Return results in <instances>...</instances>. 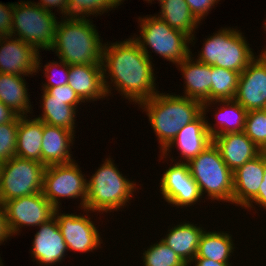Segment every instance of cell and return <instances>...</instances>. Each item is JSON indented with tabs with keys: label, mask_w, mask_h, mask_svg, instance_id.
<instances>
[{
	"label": "cell",
	"mask_w": 266,
	"mask_h": 266,
	"mask_svg": "<svg viewBox=\"0 0 266 266\" xmlns=\"http://www.w3.org/2000/svg\"><path fill=\"white\" fill-rule=\"evenodd\" d=\"M153 67L152 61L132 37L111 44L108 41L104 43L102 70L108 98L113 89L118 91L123 100L126 98L129 103L138 106L152 98L159 92Z\"/></svg>",
	"instance_id": "obj_1"
},
{
	"label": "cell",
	"mask_w": 266,
	"mask_h": 266,
	"mask_svg": "<svg viewBox=\"0 0 266 266\" xmlns=\"http://www.w3.org/2000/svg\"><path fill=\"white\" fill-rule=\"evenodd\" d=\"M60 17L50 48L55 56L69 65H102L104 44L91 18Z\"/></svg>",
	"instance_id": "obj_2"
},
{
	"label": "cell",
	"mask_w": 266,
	"mask_h": 266,
	"mask_svg": "<svg viewBox=\"0 0 266 266\" xmlns=\"http://www.w3.org/2000/svg\"><path fill=\"white\" fill-rule=\"evenodd\" d=\"M146 112L151 128L156 134L160 153L173 141L177 133L202 113L198 100L158 92L152 98L139 104Z\"/></svg>",
	"instance_id": "obj_3"
},
{
	"label": "cell",
	"mask_w": 266,
	"mask_h": 266,
	"mask_svg": "<svg viewBox=\"0 0 266 266\" xmlns=\"http://www.w3.org/2000/svg\"><path fill=\"white\" fill-rule=\"evenodd\" d=\"M87 199L84 209L101 214L124 209L136 193V182L122 174L108 156L92 176H87Z\"/></svg>",
	"instance_id": "obj_4"
},
{
	"label": "cell",
	"mask_w": 266,
	"mask_h": 266,
	"mask_svg": "<svg viewBox=\"0 0 266 266\" xmlns=\"http://www.w3.org/2000/svg\"><path fill=\"white\" fill-rule=\"evenodd\" d=\"M138 23L140 35L134 34L131 37L150 60L153 59L150 53L155 52L176 65L191 54L192 49L189 48L191 38L185 33L171 28L156 14L139 17Z\"/></svg>",
	"instance_id": "obj_5"
},
{
	"label": "cell",
	"mask_w": 266,
	"mask_h": 266,
	"mask_svg": "<svg viewBox=\"0 0 266 266\" xmlns=\"http://www.w3.org/2000/svg\"><path fill=\"white\" fill-rule=\"evenodd\" d=\"M243 34L237 28L221 27L205 38L203 47L195 59L240 74L257 57Z\"/></svg>",
	"instance_id": "obj_6"
},
{
	"label": "cell",
	"mask_w": 266,
	"mask_h": 266,
	"mask_svg": "<svg viewBox=\"0 0 266 266\" xmlns=\"http://www.w3.org/2000/svg\"><path fill=\"white\" fill-rule=\"evenodd\" d=\"M188 166L203 198L207 194L205 199H211V202L216 200L233 205V172L213 142L191 159Z\"/></svg>",
	"instance_id": "obj_7"
},
{
	"label": "cell",
	"mask_w": 266,
	"mask_h": 266,
	"mask_svg": "<svg viewBox=\"0 0 266 266\" xmlns=\"http://www.w3.org/2000/svg\"><path fill=\"white\" fill-rule=\"evenodd\" d=\"M58 17L31 1L14 3L11 36L40 50L50 51L55 41ZM40 49V50H39Z\"/></svg>",
	"instance_id": "obj_8"
},
{
	"label": "cell",
	"mask_w": 266,
	"mask_h": 266,
	"mask_svg": "<svg viewBox=\"0 0 266 266\" xmlns=\"http://www.w3.org/2000/svg\"><path fill=\"white\" fill-rule=\"evenodd\" d=\"M45 166L37 161L12 157L0 165V203L42 192Z\"/></svg>",
	"instance_id": "obj_9"
},
{
	"label": "cell",
	"mask_w": 266,
	"mask_h": 266,
	"mask_svg": "<svg viewBox=\"0 0 266 266\" xmlns=\"http://www.w3.org/2000/svg\"><path fill=\"white\" fill-rule=\"evenodd\" d=\"M86 177L76 160L47 166L43 176L42 194L56 209L61 205L60 198L62 200L80 198L78 207L82 210L87 199Z\"/></svg>",
	"instance_id": "obj_10"
},
{
	"label": "cell",
	"mask_w": 266,
	"mask_h": 266,
	"mask_svg": "<svg viewBox=\"0 0 266 266\" xmlns=\"http://www.w3.org/2000/svg\"><path fill=\"white\" fill-rule=\"evenodd\" d=\"M167 160L171 161V165L166 168L160 178L161 198L171 207H181V209L194 206L198 202L201 203L203 197L198 184L191 176L188 163L177 162L173 156Z\"/></svg>",
	"instance_id": "obj_11"
},
{
	"label": "cell",
	"mask_w": 266,
	"mask_h": 266,
	"mask_svg": "<svg viewBox=\"0 0 266 266\" xmlns=\"http://www.w3.org/2000/svg\"><path fill=\"white\" fill-rule=\"evenodd\" d=\"M83 212L86 215L84 213H61L60 208L55 209L54 212L67 249L70 252L90 253L101 248V244L104 243L98 227L88 214L91 211L83 208Z\"/></svg>",
	"instance_id": "obj_12"
},
{
	"label": "cell",
	"mask_w": 266,
	"mask_h": 266,
	"mask_svg": "<svg viewBox=\"0 0 266 266\" xmlns=\"http://www.w3.org/2000/svg\"><path fill=\"white\" fill-rule=\"evenodd\" d=\"M3 206L12 235H18L25 226H40L54 216L56 209L42 192L5 201Z\"/></svg>",
	"instance_id": "obj_13"
},
{
	"label": "cell",
	"mask_w": 266,
	"mask_h": 266,
	"mask_svg": "<svg viewBox=\"0 0 266 266\" xmlns=\"http://www.w3.org/2000/svg\"><path fill=\"white\" fill-rule=\"evenodd\" d=\"M40 53L13 36H0V73L28 76L38 74L42 66Z\"/></svg>",
	"instance_id": "obj_14"
},
{
	"label": "cell",
	"mask_w": 266,
	"mask_h": 266,
	"mask_svg": "<svg viewBox=\"0 0 266 266\" xmlns=\"http://www.w3.org/2000/svg\"><path fill=\"white\" fill-rule=\"evenodd\" d=\"M234 100L247 112L266 109V57L262 53L240 73Z\"/></svg>",
	"instance_id": "obj_15"
},
{
	"label": "cell",
	"mask_w": 266,
	"mask_h": 266,
	"mask_svg": "<svg viewBox=\"0 0 266 266\" xmlns=\"http://www.w3.org/2000/svg\"><path fill=\"white\" fill-rule=\"evenodd\" d=\"M38 229L31 242V257L39 266L60 264L68 249L55 215L38 226Z\"/></svg>",
	"instance_id": "obj_16"
},
{
	"label": "cell",
	"mask_w": 266,
	"mask_h": 266,
	"mask_svg": "<svg viewBox=\"0 0 266 266\" xmlns=\"http://www.w3.org/2000/svg\"><path fill=\"white\" fill-rule=\"evenodd\" d=\"M212 142L213 139L206 127V115L202 112L177 133L173 141L161 152L160 158L161 160L171 158L170 152L177 147L176 150L178 149L180 153V159L177 162L188 163Z\"/></svg>",
	"instance_id": "obj_17"
},
{
	"label": "cell",
	"mask_w": 266,
	"mask_h": 266,
	"mask_svg": "<svg viewBox=\"0 0 266 266\" xmlns=\"http://www.w3.org/2000/svg\"><path fill=\"white\" fill-rule=\"evenodd\" d=\"M266 167V151L233 172V204L244 208L259 192Z\"/></svg>",
	"instance_id": "obj_18"
},
{
	"label": "cell",
	"mask_w": 266,
	"mask_h": 266,
	"mask_svg": "<svg viewBox=\"0 0 266 266\" xmlns=\"http://www.w3.org/2000/svg\"><path fill=\"white\" fill-rule=\"evenodd\" d=\"M211 106L216 107L215 110H213L215 111L213 115L215 114L216 124L218 123L217 125L215 123H209L207 119L208 116L206 117L207 131L210 133L212 139L222 134L244 132L247 111L240 103L235 100L204 102L202 103V112L206 115V112L209 111L208 109H214Z\"/></svg>",
	"instance_id": "obj_19"
},
{
	"label": "cell",
	"mask_w": 266,
	"mask_h": 266,
	"mask_svg": "<svg viewBox=\"0 0 266 266\" xmlns=\"http://www.w3.org/2000/svg\"><path fill=\"white\" fill-rule=\"evenodd\" d=\"M191 54L175 66L184 78V95L201 103L211 101L212 66L199 62Z\"/></svg>",
	"instance_id": "obj_20"
},
{
	"label": "cell",
	"mask_w": 266,
	"mask_h": 266,
	"mask_svg": "<svg viewBox=\"0 0 266 266\" xmlns=\"http://www.w3.org/2000/svg\"><path fill=\"white\" fill-rule=\"evenodd\" d=\"M68 77V85L84 103L108 98L102 65H69Z\"/></svg>",
	"instance_id": "obj_21"
},
{
	"label": "cell",
	"mask_w": 266,
	"mask_h": 266,
	"mask_svg": "<svg viewBox=\"0 0 266 266\" xmlns=\"http://www.w3.org/2000/svg\"><path fill=\"white\" fill-rule=\"evenodd\" d=\"M74 139L73 131L43 122L41 163L47 167L73 162L75 159L71 158L73 155L70 147L73 146Z\"/></svg>",
	"instance_id": "obj_22"
},
{
	"label": "cell",
	"mask_w": 266,
	"mask_h": 266,
	"mask_svg": "<svg viewBox=\"0 0 266 266\" xmlns=\"http://www.w3.org/2000/svg\"><path fill=\"white\" fill-rule=\"evenodd\" d=\"M213 143L219 149L222 159L232 172L262 152L244 132L216 136L213 138Z\"/></svg>",
	"instance_id": "obj_23"
},
{
	"label": "cell",
	"mask_w": 266,
	"mask_h": 266,
	"mask_svg": "<svg viewBox=\"0 0 266 266\" xmlns=\"http://www.w3.org/2000/svg\"><path fill=\"white\" fill-rule=\"evenodd\" d=\"M197 225L189 221L180 222L168 228L167 235L161 238L188 266L197 255L200 237L205 230L201 224Z\"/></svg>",
	"instance_id": "obj_24"
},
{
	"label": "cell",
	"mask_w": 266,
	"mask_h": 266,
	"mask_svg": "<svg viewBox=\"0 0 266 266\" xmlns=\"http://www.w3.org/2000/svg\"><path fill=\"white\" fill-rule=\"evenodd\" d=\"M26 83L24 76L0 73V101L18 116L33 113Z\"/></svg>",
	"instance_id": "obj_25"
},
{
	"label": "cell",
	"mask_w": 266,
	"mask_h": 266,
	"mask_svg": "<svg viewBox=\"0 0 266 266\" xmlns=\"http://www.w3.org/2000/svg\"><path fill=\"white\" fill-rule=\"evenodd\" d=\"M29 118V119H28ZM43 122L36 117L19 116L15 156L41 163Z\"/></svg>",
	"instance_id": "obj_26"
},
{
	"label": "cell",
	"mask_w": 266,
	"mask_h": 266,
	"mask_svg": "<svg viewBox=\"0 0 266 266\" xmlns=\"http://www.w3.org/2000/svg\"><path fill=\"white\" fill-rule=\"evenodd\" d=\"M43 95L40 100L42 114L36 117L45 124L61 127L75 132L76 113L75 106L68 105V99L54 98L46 90H41Z\"/></svg>",
	"instance_id": "obj_27"
},
{
	"label": "cell",
	"mask_w": 266,
	"mask_h": 266,
	"mask_svg": "<svg viewBox=\"0 0 266 266\" xmlns=\"http://www.w3.org/2000/svg\"><path fill=\"white\" fill-rule=\"evenodd\" d=\"M160 12L156 14L171 28L179 30L191 38V44L195 45V30L200 22L191 13L189 5L185 0H157ZM193 42V43H192Z\"/></svg>",
	"instance_id": "obj_28"
},
{
	"label": "cell",
	"mask_w": 266,
	"mask_h": 266,
	"mask_svg": "<svg viewBox=\"0 0 266 266\" xmlns=\"http://www.w3.org/2000/svg\"><path fill=\"white\" fill-rule=\"evenodd\" d=\"M226 232L204 230L195 258H207L215 262L230 263L229 260L234 253L235 244L231 232Z\"/></svg>",
	"instance_id": "obj_29"
},
{
	"label": "cell",
	"mask_w": 266,
	"mask_h": 266,
	"mask_svg": "<svg viewBox=\"0 0 266 266\" xmlns=\"http://www.w3.org/2000/svg\"><path fill=\"white\" fill-rule=\"evenodd\" d=\"M239 75L236 71L212 66L211 101L234 100Z\"/></svg>",
	"instance_id": "obj_30"
},
{
	"label": "cell",
	"mask_w": 266,
	"mask_h": 266,
	"mask_svg": "<svg viewBox=\"0 0 266 266\" xmlns=\"http://www.w3.org/2000/svg\"><path fill=\"white\" fill-rule=\"evenodd\" d=\"M121 4V0H68L66 17L87 18L91 15L97 17L118 8Z\"/></svg>",
	"instance_id": "obj_31"
},
{
	"label": "cell",
	"mask_w": 266,
	"mask_h": 266,
	"mask_svg": "<svg viewBox=\"0 0 266 266\" xmlns=\"http://www.w3.org/2000/svg\"><path fill=\"white\" fill-rule=\"evenodd\" d=\"M141 254L144 266H188L161 239Z\"/></svg>",
	"instance_id": "obj_32"
},
{
	"label": "cell",
	"mask_w": 266,
	"mask_h": 266,
	"mask_svg": "<svg viewBox=\"0 0 266 266\" xmlns=\"http://www.w3.org/2000/svg\"><path fill=\"white\" fill-rule=\"evenodd\" d=\"M244 133L262 151H266V109L247 112Z\"/></svg>",
	"instance_id": "obj_33"
},
{
	"label": "cell",
	"mask_w": 266,
	"mask_h": 266,
	"mask_svg": "<svg viewBox=\"0 0 266 266\" xmlns=\"http://www.w3.org/2000/svg\"><path fill=\"white\" fill-rule=\"evenodd\" d=\"M19 116L12 122L0 125V165L15 156Z\"/></svg>",
	"instance_id": "obj_34"
},
{
	"label": "cell",
	"mask_w": 266,
	"mask_h": 266,
	"mask_svg": "<svg viewBox=\"0 0 266 266\" xmlns=\"http://www.w3.org/2000/svg\"><path fill=\"white\" fill-rule=\"evenodd\" d=\"M46 63L47 64L44 65V70H42V72L44 71L45 75L43 76L48 80L47 83L45 82L42 84V88H51L68 84L69 64L60 59L59 61L53 60L52 62Z\"/></svg>",
	"instance_id": "obj_35"
},
{
	"label": "cell",
	"mask_w": 266,
	"mask_h": 266,
	"mask_svg": "<svg viewBox=\"0 0 266 266\" xmlns=\"http://www.w3.org/2000/svg\"><path fill=\"white\" fill-rule=\"evenodd\" d=\"M41 90H46L54 98L68 99V105L75 106L76 108H78V104L81 105L84 103L68 84L51 88H43Z\"/></svg>",
	"instance_id": "obj_36"
},
{
	"label": "cell",
	"mask_w": 266,
	"mask_h": 266,
	"mask_svg": "<svg viewBox=\"0 0 266 266\" xmlns=\"http://www.w3.org/2000/svg\"><path fill=\"white\" fill-rule=\"evenodd\" d=\"M189 5L191 13L200 22L203 21L212 8L215 7L220 0H185Z\"/></svg>",
	"instance_id": "obj_37"
},
{
	"label": "cell",
	"mask_w": 266,
	"mask_h": 266,
	"mask_svg": "<svg viewBox=\"0 0 266 266\" xmlns=\"http://www.w3.org/2000/svg\"><path fill=\"white\" fill-rule=\"evenodd\" d=\"M14 3L0 2V36H11Z\"/></svg>",
	"instance_id": "obj_38"
},
{
	"label": "cell",
	"mask_w": 266,
	"mask_h": 266,
	"mask_svg": "<svg viewBox=\"0 0 266 266\" xmlns=\"http://www.w3.org/2000/svg\"><path fill=\"white\" fill-rule=\"evenodd\" d=\"M254 204L257 206L259 205L260 208L262 207L264 210H266V167L258 194L244 207V209L247 211L249 209V212L251 209L256 210Z\"/></svg>",
	"instance_id": "obj_39"
},
{
	"label": "cell",
	"mask_w": 266,
	"mask_h": 266,
	"mask_svg": "<svg viewBox=\"0 0 266 266\" xmlns=\"http://www.w3.org/2000/svg\"><path fill=\"white\" fill-rule=\"evenodd\" d=\"M67 1L68 0H40L39 2H34L35 4H38L43 9L53 11L52 8L57 7V12L62 15V17H66V9H67ZM54 6V7H53Z\"/></svg>",
	"instance_id": "obj_40"
},
{
	"label": "cell",
	"mask_w": 266,
	"mask_h": 266,
	"mask_svg": "<svg viewBox=\"0 0 266 266\" xmlns=\"http://www.w3.org/2000/svg\"><path fill=\"white\" fill-rule=\"evenodd\" d=\"M12 236L13 235L7 222L5 208L3 204L0 203V246L2 243H4V241L7 242V240Z\"/></svg>",
	"instance_id": "obj_41"
},
{
	"label": "cell",
	"mask_w": 266,
	"mask_h": 266,
	"mask_svg": "<svg viewBox=\"0 0 266 266\" xmlns=\"http://www.w3.org/2000/svg\"><path fill=\"white\" fill-rule=\"evenodd\" d=\"M18 115L0 101V125L14 121Z\"/></svg>",
	"instance_id": "obj_42"
},
{
	"label": "cell",
	"mask_w": 266,
	"mask_h": 266,
	"mask_svg": "<svg viewBox=\"0 0 266 266\" xmlns=\"http://www.w3.org/2000/svg\"><path fill=\"white\" fill-rule=\"evenodd\" d=\"M193 266H232V263H221L218 261H213L207 258H194L190 263Z\"/></svg>",
	"instance_id": "obj_43"
},
{
	"label": "cell",
	"mask_w": 266,
	"mask_h": 266,
	"mask_svg": "<svg viewBox=\"0 0 266 266\" xmlns=\"http://www.w3.org/2000/svg\"><path fill=\"white\" fill-rule=\"evenodd\" d=\"M261 53L266 57V47H264V49L261 50Z\"/></svg>",
	"instance_id": "obj_44"
},
{
	"label": "cell",
	"mask_w": 266,
	"mask_h": 266,
	"mask_svg": "<svg viewBox=\"0 0 266 266\" xmlns=\"http://www.w3.org/2000/svg\"><path fill=\"white\" fill-rule=\"evenodd\" d=\"M121 1H122V3L124 2V0H121ZM144 1L152 4V1H154V0H144Z\"/></svg>",
	"instance_id": "obj_45"
},
{
	"label": "cell",
	"mask_w": 266,
	"mask_h": 266,
	"mask_svg": "<svg viewBox=\"0 0 266 266\" xmlns=\"http://www.w3.org/2000/svg\"><path fill=\"white\" fill-rule=\"evenodd\" d=\"M263 25H264V26H262V27H264V29H265V31H266V19H265Z\"/></svg>",
	"instance_id": "obj_46"
},
{
	"label": "cell",
	"mask_w": 266,
	"mask_h": 266,
	"mask_svg": "<svg viewBox=\"0 0 266 266\" xmlns=\"http://www.w3.org/2000/svg\"><path fill=\"white\" fill-rule=\"evenodd\" d=\"M2 261H3V260H2L1 257H0V266H4Z\"/></svg>",
	"instance_id": "obj_47"
}]
</instances>
